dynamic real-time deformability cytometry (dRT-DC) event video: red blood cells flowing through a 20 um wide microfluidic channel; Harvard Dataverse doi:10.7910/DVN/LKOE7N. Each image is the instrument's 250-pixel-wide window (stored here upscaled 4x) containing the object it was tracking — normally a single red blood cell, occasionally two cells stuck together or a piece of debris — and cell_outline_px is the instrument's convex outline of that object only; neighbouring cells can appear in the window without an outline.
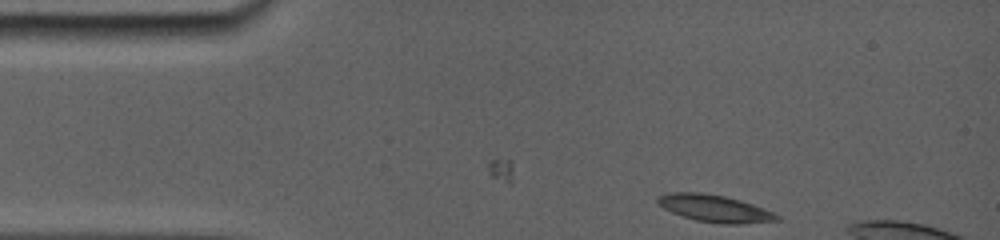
{"species": "common noctule bat (a hibernating species)", "species_latin": "Nyctalus noctula", "temperature_condition": "room temperature", "stored_images_in_passage": 17, "camera_frame_rate_fps": 5000, "um_per_image_px": 0.085, "animal": {"sex": "female", "body_mass_g": 19.0, "forearm_length_mm": 56.7}, "frame": {"image": 1, "passage_image": 1, "time_ms": 0.0, "image_size_px": [1000, 240], "cell_outline_px": [[784, 220], [740, 224], [720, 224], [696, 220], [672, 212], [656, 204], [656, 196], [668, 192], [704, 192], [724, 196], [740, 200], [776, 212]], "centroid_in_image_um": [60.77, 17.71], "position_along_channel_um": 24.2, "area_um2": 19.19}}